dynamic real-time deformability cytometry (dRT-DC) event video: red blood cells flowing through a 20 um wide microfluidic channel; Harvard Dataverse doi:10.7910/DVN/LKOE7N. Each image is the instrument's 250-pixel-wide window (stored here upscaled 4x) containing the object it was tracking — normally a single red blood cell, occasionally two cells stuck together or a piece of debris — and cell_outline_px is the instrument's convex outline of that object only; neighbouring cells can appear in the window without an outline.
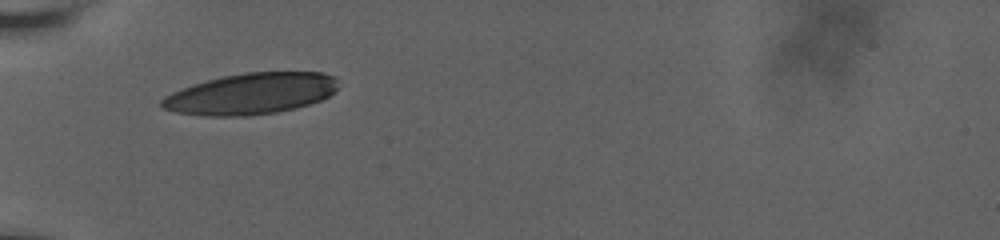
{"species": "human", "species_latin": "Homo sapiens", "temperature_condition": "room temperature", "stored_images_in_passage": 2, "camera_frame_rate_fps": 3000, "um_per_image_px": 0.085, "donor": {"sex": "male"}, "frame": {"image": 1, "passage_image": 1, "time_ms": 0.0, "image_size_px": [1000, 240], "cell_outline_px": [[336, 88], [328, 96], [320, 100], [296, 108], [276, 112], [248, 116], [204, 116], [176, 112], [164, 108], [160, 104], [160, 100], [164, 96], [172, 92], [192, 84], [224, 76], [244, 72], [324, 72], [336, 76]], "centroid_in_image_um": [21.31, 7.96], "position_along_channel_um": 63.7, "area_um2": 42.31}}